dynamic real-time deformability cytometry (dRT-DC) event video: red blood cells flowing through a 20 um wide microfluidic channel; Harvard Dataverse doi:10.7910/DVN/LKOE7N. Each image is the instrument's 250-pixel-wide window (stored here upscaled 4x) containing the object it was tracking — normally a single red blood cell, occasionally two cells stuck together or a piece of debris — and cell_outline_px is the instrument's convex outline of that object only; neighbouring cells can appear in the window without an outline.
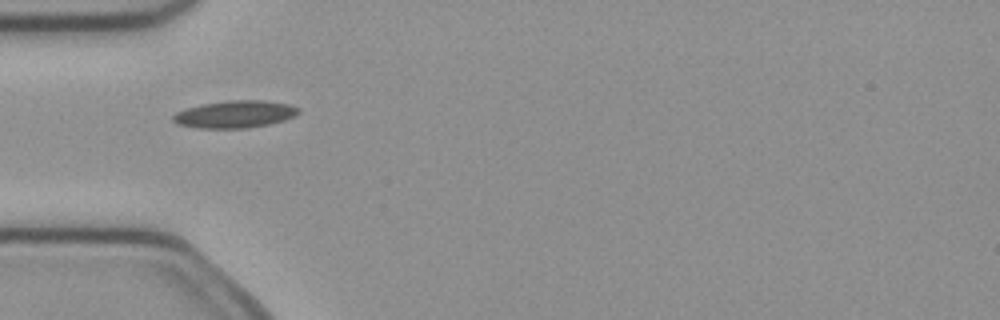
{"species": "common noctule bat (a hibernating species)", "species_latin": "Nyctalus noctula", "temperature_condition": "cold", "stored_images_in_passage": 6, "camera_frame_rate_fps": 3000, "um_per_image_px": 0.085, "animal": {"sex": "female", "body_mass_g": 21.9}, "frame": {"image": 1, "passage_image": 4, "time_ms": 1.0, "image_size_px": [1000, 320], "cell_outline_px": [[300, 112], [296, 116], [284, 120], [268, 124], [248, 128], [196, 128], [176, 124], [172, 120], [172, 116], [176, 112], [188, 108], [204, 104], [224, 100], [264, 100], [288, 104], [300, 108]], "centroid_in_image_um": [19.98, 9.71], "position_along_channel_um": 65.0, "area_um2": 20.06}}
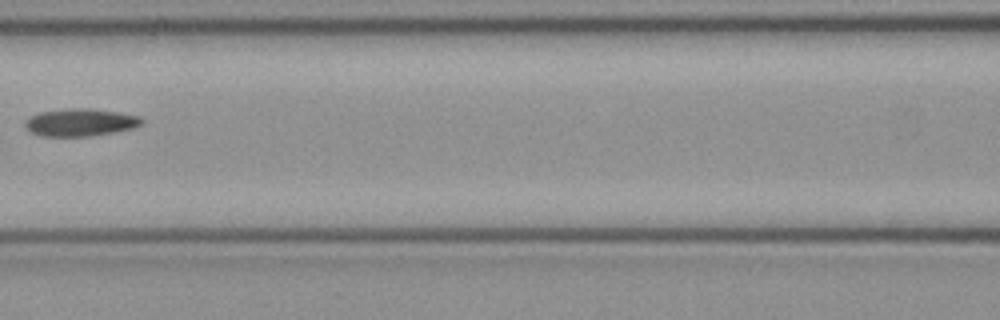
{"frame": {"image": 2, "passage_image": 6, "time_ms": 1.667, "image_size_px": [1000, 320], "cell_outline_px": [[144, 120], [140, 124], [132, 128], [116, 132], [88, 136], [40, 136], [32, 132], [24, 124], [24, 120], [40, 112], [68, 108], [88, 108], [116, 112], [140, 116]], "centroid_in_image_um": [6.82, 10.4], "position_along_channel_um": 159.8, "area_um2": 18.55}}